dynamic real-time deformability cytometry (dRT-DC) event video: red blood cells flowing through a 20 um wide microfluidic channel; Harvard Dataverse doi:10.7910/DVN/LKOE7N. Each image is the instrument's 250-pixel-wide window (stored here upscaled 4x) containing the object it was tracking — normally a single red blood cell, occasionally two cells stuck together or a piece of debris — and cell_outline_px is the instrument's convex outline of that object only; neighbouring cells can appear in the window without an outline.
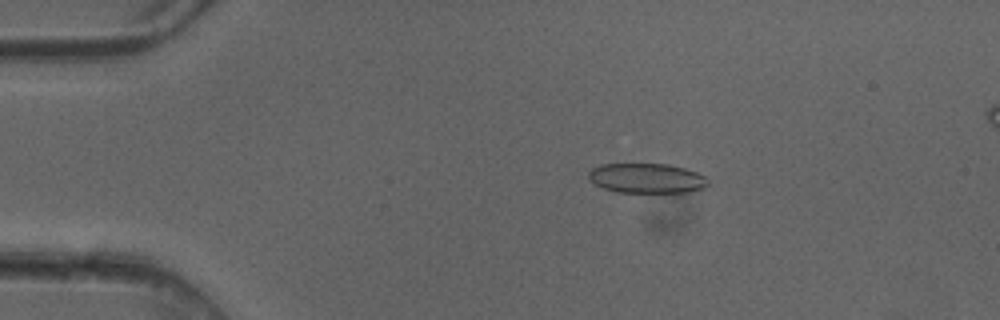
{"species": "common noctule bat (a hibernating species)", "species_latin": "Nyctalus noctula", "temperature_condition": "cold", "stored_images_in_passage": 6, "camera_frame_rate_fps": 3000, "um_per_image_px": 0.085, "animal": {"sex": "female"}, "frame": {"image": 1, "passage_image": 3, "time_ms": 0.667, "image_size_px": [1000, 320], "cell_outline_px": [[708, 184], [704, 188], [688, 192], [616, 192], [604, 188], [596, 184], [588, 176], [588, 172], [592, 168], [600, 164], [668, 164], [684, 168], [696, 172], [704, 176], [708, 180]], "centroid_in_image_um": [54.97, 15.15], "position_along_channel_um": 30.0, "area_um2": 20.63}}
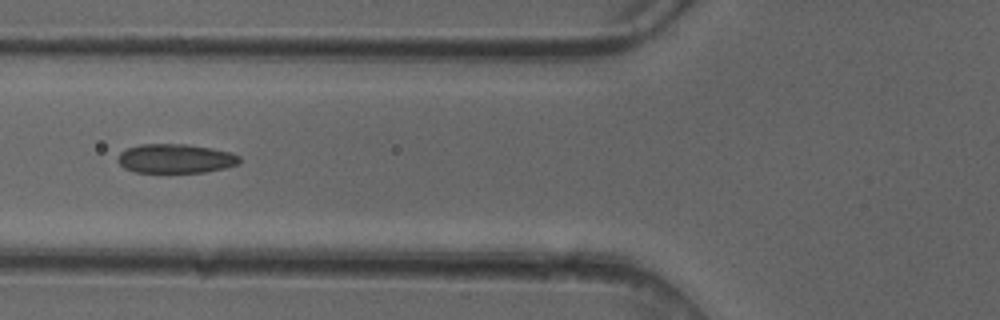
{"frame": {"image": 2, "passage_image": 6, "time_ms": 1.667, "image_size_px": [1000, 320], "cell_outline_px": [[240, 164], [224, 168], [204, 172], [136, 172], [124, 168], [116, 160], [120, 152], [128, 148], [140, 144], [188, 144], [212, 148], [232, 152], [240, 156]], "centroid_in_image_um": [14.94, 13.47], "position_along_channel_um": 110.9, "area_um2": 20.81}}